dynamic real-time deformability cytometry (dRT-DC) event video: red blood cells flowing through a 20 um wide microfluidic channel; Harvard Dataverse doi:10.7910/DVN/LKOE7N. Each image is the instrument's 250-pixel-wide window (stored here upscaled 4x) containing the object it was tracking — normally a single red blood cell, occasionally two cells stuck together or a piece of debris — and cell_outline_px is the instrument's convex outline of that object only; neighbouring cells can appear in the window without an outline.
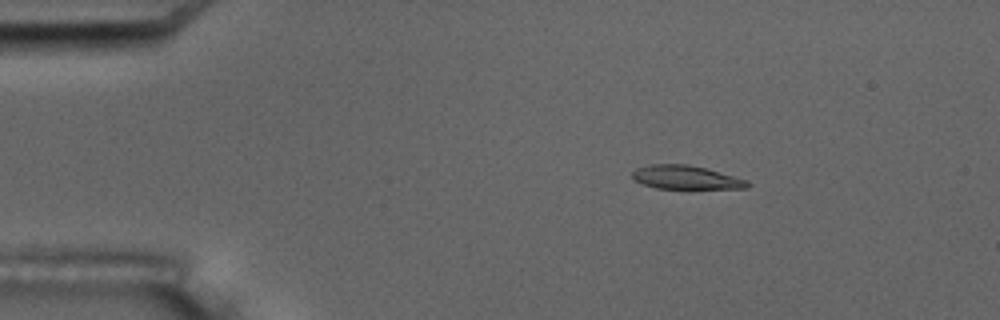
{"species": "common noctule bat (a hibernating species)", "species_latin": "Nyctalus noctula", "temperature_condition": "room temperature", "stored_images_in_passage": 5, "camera_frame_rate_fps": 3000, "um_per_image_px": 0.085, "animal": {"sex": "male", "body_mass_g": 17.5, "forearm_length_mm": 52.3}, "frame": {"image": 1, "passage_image": 2, "time_ms": 1.0, "image_size_px": [1000, 320], "cell_outline_px": [[752, 184], [748, 188], [656, 188], [632, 180], [632, 172], [636, 168], [648, 164], [688, 164], [704, 168], [748, 180]], "centroid_in_image_um": [58.27, 15.07], "position_along_channel_um": 26.7, "area_um2": 15.78}}